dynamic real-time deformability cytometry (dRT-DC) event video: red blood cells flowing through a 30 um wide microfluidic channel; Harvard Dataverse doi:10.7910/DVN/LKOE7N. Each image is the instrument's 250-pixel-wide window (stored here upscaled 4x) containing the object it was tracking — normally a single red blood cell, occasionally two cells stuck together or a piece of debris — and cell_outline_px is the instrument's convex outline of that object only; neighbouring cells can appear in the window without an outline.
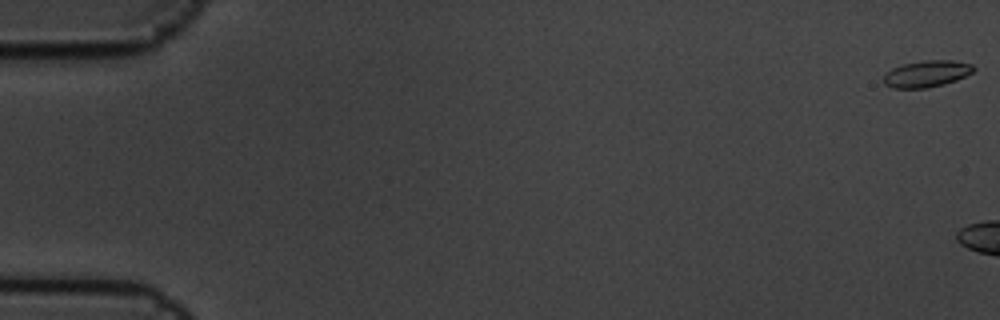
{"species": "common noctule bat (a hibernating species)", "species_latin": "Nyctalus noctula", "temperature_condition": "cold", "stored_images_in_passage": 8, "camera_frame_rate_fps": 3000, "um_per_image_px": 0.085, "animal": {"sex": "male", "body_mass_g": 19.5, "forearm_length_mm": 54.6}, "frame": {"image": 1, "passage_image": 1, "time_ms": 0.0, "image_size_px": [1000, 320], "cell_outline_px": [[976, 68], [972, 72], [956, 80], [944, 84], [924, 88], [892, 88], [884, 84], [884, 72], [892, 68], [904, 64], [924, 60], [952, 60], [972, 64]], "centroid_in_image_um": [78.74, 6.26], "position_along_channel_um": 6.3, "area_um2": 13.93}}
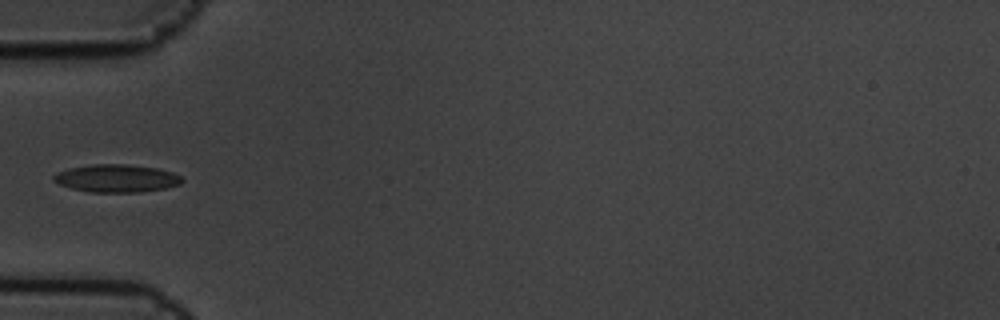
{"frame": {"image": 2, "passage_image": 8, "time_ms": 2.333, "image_size_px": [1000, 320], "cell_outline_px": [[184, 180], [180, 184], [164, 188], [140, 192], [88, 192], [72, 188], [60, 184], [52, 180], [52, 176], [56, 172], [68, 168], [92, 164], [128, 164], [156, 168], [172, 172], [180, 176]], "centroid_in_image_um": [9.87, 15.15], "position_along_channel_um": 75.1, "area_um2": 20.81}}